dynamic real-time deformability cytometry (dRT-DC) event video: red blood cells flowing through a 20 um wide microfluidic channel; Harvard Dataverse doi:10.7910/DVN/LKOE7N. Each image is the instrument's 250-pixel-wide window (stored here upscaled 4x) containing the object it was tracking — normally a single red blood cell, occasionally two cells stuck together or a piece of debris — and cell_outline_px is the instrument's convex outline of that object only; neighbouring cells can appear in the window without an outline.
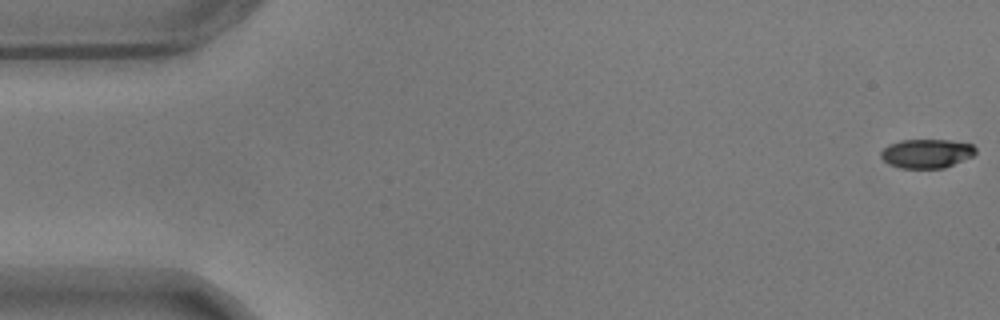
{"species": "common noctule bat (a hibernating species)", "species_latin": "Nyctalus noctula", "temperature_condition": "warm", "stored_images_in_passage": 9, "camera_frame_rate_fps": 3000, "um_per_image_px": 0.085, "animal": {"sex": "male", "body_mass_g": 17.9}, "frame": {"image": 1, "passage_image": 1, "time_ms": 0.0, "image_size_px": [1000, 320], "cell_outline_px": [[976, 152], [972, 156], [944, 168], [900, 168], [888, 164], [880, 156], [880, 152], [888, 144], [900, 140], [948, 140], [972, 144], [976, 148]], "centroid_in_image_um": [78.73, 13.04], "position_along_channel_um": 6.3, "area_um2": 16.01}}